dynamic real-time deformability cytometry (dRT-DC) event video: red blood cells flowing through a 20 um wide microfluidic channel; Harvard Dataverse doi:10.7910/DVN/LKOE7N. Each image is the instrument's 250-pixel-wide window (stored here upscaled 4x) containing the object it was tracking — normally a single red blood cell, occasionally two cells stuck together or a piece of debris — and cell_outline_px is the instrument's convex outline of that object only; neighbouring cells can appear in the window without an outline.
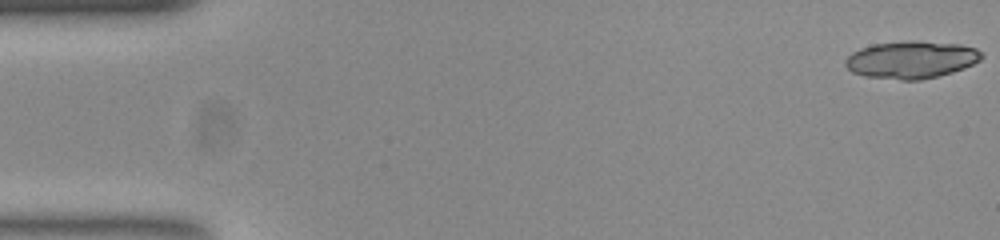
{"species": "common noctule bat (a hibernating species)", "species_latin": "Nyctalus noctula", "temperature_condition": "room temperature", "stored_images_in_passage": 17, "segment_of_instrument_passage": [1, 2], "camera_frame_rate_fps": 3000, "um_per_image_px": 0.085, "animal": {"sex": "female", "body_mass_g": 23.0, "forearm_length_mm": 53.4}, "frame": {"image": 1, "passage_image": 1, "time_ms": 0.0, "image_size_px": [1000, 240], "cell_outline_px": [[980, 56], [976, 60], [960, 68], [932, 76], [904, 76], [860, 52], [868, 48], [884, 44], [932, 44], [972, 48]], "centroid_in_image_um": [78.34, 4.94], "position_along_channel_um": 6.7, "area_um2": 19.59}}
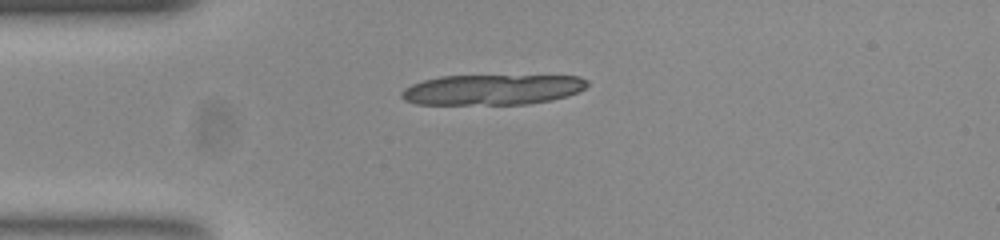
{"frame": {"image": 2, "passage_image": 13, "time_ms": 4.0, "image_size_px": [1000, 240], "cell_outline_px": [[584, 84], [580, 88], [572, 92], [560, 96], [540, 100], [452, 104], [436, 104], [416, 100], [408, 96], [408, 92], [412, 88], [420, 84], [432, 80], [456, 76], [572, 76], [580, 80]], "centroid_in_image_um": [41.94, 7.57], "position_along_channel_um": 43.1, "area_um2": 28.5}}